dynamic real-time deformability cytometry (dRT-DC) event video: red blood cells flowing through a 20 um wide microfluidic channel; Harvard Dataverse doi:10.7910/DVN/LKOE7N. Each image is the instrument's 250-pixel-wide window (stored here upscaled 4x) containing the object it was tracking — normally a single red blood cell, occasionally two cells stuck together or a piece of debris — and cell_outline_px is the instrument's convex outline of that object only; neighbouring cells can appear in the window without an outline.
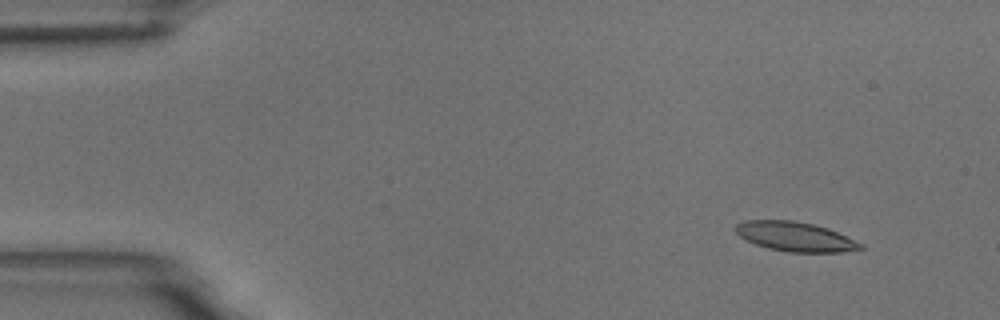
{"species": "common noctule bat (a hibernating species)", "species_latin": "Nyctalus noctula", "temperature_condition": "room temperature", "stored_images_in_passage": 51, "camera_frame_rate_fps": 3000, "um_per_image_px": 0.085, "animal": {"sex": "male", "body_mass_g": 18.8}, "frame": {"image": 1, "passage_image": 1, "time_ms": 0.0, "image_size_px": [1000, 320], "cell_outline_px": [[864, 248], [840, 252], [788, 252], [768, 248], [756, 244], [740, 236], [732, 228], [736, 224], [744, 220], [792, 220], [812, 224], [828, 228], [864, 244]], "centroid_in_image_um": [67.58, 20.1], "position_along_channel_um": 17.4, "area_um2": 21.39}}
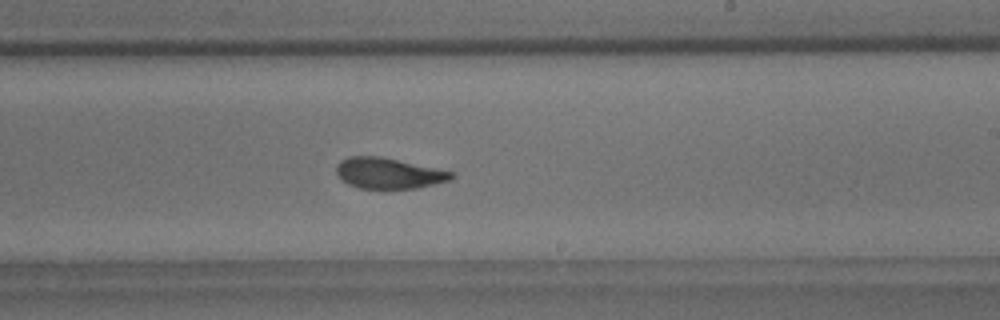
{"frame": {"image": 2, "passage_image": 29, "time_ms": 9.333, "image_size_px": [1000, 320], "cell_outline_px": [[456, 176], [448, 180], [420, 188], [360, 188], [348, 184], [340, 180], [336, 172], [336, 164], [340, 160], [348, 156], [380, 156], [452, 172]], "centroid_in_image_um": [32.96, 14.72], "position_along_channel_um": 256.0, "area_um2": 20.52}}
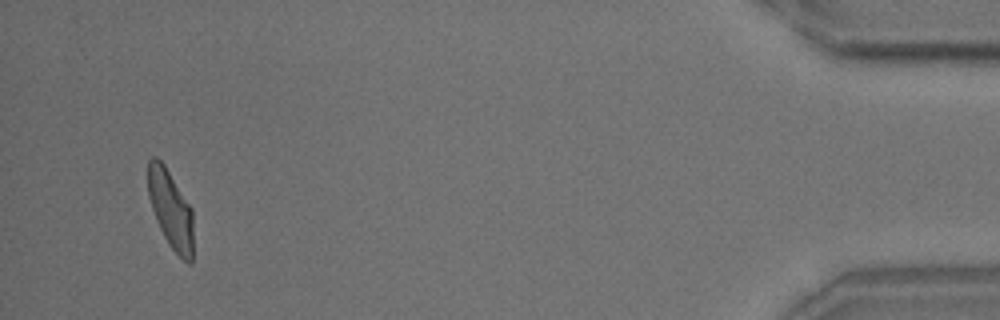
{"frame": {"image": 3, "passage_image": 49, "time_ms": 16.0, "image_size_px": [1000, 320], "cell_outline_px": [[192, 264], [188, 264], [168, 244], [156, 220], [148, 196], [148, 160], [152, 156], [156, 156], [164, 164], [192, 208]], "centroid_in_image_um": [14.49, 17.77], "position_along_channel_um": 420.7, "area_um2": 20.52}, "authors_computed_cell_mechanics": {"area_um2": 21.4438, "velocity_mm_per_s": 3.6277, "shape_relaxation_time_tau1_ms": 4.3727, "shape_relaxation_time_tau2_ms": 1.6099, "deformation_change_tau1": 0.1756, "deformation_change_tau2": 0.0893}}